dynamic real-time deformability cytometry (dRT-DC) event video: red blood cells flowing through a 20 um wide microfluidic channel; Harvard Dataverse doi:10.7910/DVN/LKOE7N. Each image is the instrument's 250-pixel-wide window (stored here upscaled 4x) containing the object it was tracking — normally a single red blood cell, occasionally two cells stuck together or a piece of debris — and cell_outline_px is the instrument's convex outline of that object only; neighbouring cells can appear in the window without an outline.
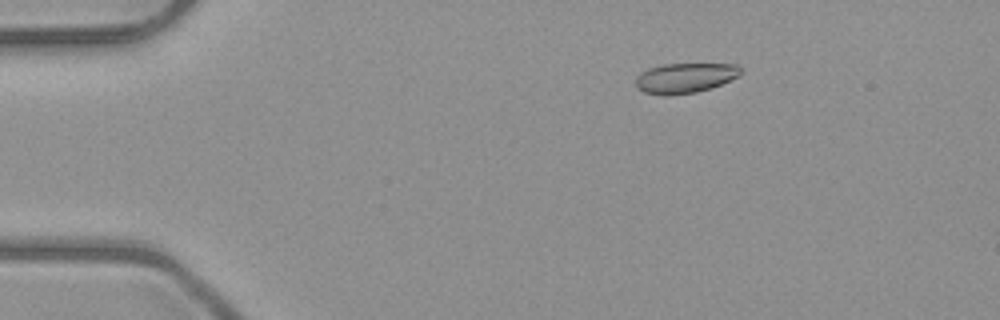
{"species": "common noctule bat (a hibernating species)", "species_latin": "Nyctalus noctula", "temperature_condition": "room temperature", "stored_images_in_passage": 12, "camera_frame_rate_fps": 3000, "um_per_image_px": 0.085, "animal": {"sex": "male", "body_mass_g": 23.1, "forearm_length_mm": 52.7}, "frame": {"image": 1, "passage_image": 6, "time_ms": 1.667, "image_size_px": [1000, 320], "cell_outline_px": [[740, 76], [712, 88], [696, 92], [668, 96], [664, 96], [644, 92], [636, 88], [636, 76], [640, 72], [648, 68], [664, 64], [736, 64], [740, 68]], "centroid_in_image_um": [58.2, 6.64], "position_along_channel_um": 26.8, "area_um2": 18.55}}